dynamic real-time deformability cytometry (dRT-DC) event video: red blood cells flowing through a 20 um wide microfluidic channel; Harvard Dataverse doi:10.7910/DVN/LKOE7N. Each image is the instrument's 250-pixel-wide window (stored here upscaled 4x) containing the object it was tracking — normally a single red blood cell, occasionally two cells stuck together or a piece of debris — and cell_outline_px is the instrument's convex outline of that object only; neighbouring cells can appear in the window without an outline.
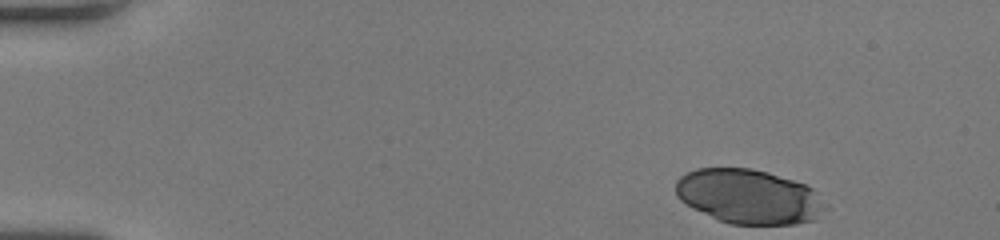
{"species": "human", "species_latin": "Homo sapiens", "temperature_condition": "room temperature", "stored_images_in_passage": 39, "camera_frame_rate_fps": 3000, "um_per_image_px": 0.085, "donor": {"sex": "female"}, "frame": {"image": 1, "passage_image": 1, "time_ms": 0.0, "image_size_px": [1000, 240], "cell_outline_px": [[832, 208], [816, 220], [796, 224], [728, 224], [692, 208], [680, 200], [676, 196], [676, 180], [680, 176], [696, 168], [752, 168], [768, 172], [804, 184], [812, 188]], "centroid_in_image_um": [63.71, 16.72], "position_along_channel_um": 21.3, "area_um2": 48.15}}